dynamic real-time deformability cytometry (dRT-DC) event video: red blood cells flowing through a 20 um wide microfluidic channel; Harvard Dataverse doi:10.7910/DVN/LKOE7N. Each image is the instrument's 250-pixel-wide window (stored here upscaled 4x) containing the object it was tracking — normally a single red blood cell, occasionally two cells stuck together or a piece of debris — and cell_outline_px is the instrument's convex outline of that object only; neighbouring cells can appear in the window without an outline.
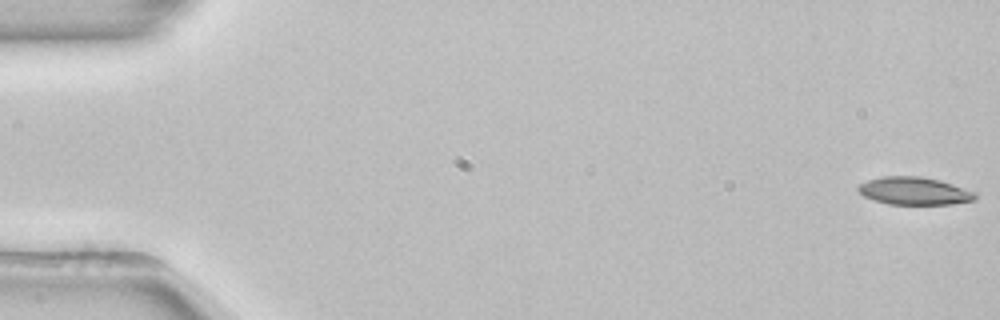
{"species": "common noctule bat (a hibernating species)", "species_latin": "Nyctalus noctula", "temperature_condition": "room temperature", "stored_images_in_passage": 11, "camera_frame_rate_fps": 3000, "um_per_image_px": 0.085, "animal": {"sex": "female", "body_mass_g": 22.7, "forearm_length_mm": 54.2}, "frame": {"image": 1, "passage_image": 1, "time_ms": 0.0, "image_size_px": [1000, 320], "cell_outline_px": [[976, 200], [952, 204], [888, 204], [872, 200], [864, 196], [856, 188], [860, 184], [868, 180], [880, 176], [920, 176], [940, 180], [976, 192]], "centroid_in_image_um": [77.71, 16.23], "position_along_channel_um": 7.3, "area_um2": 18.96}}